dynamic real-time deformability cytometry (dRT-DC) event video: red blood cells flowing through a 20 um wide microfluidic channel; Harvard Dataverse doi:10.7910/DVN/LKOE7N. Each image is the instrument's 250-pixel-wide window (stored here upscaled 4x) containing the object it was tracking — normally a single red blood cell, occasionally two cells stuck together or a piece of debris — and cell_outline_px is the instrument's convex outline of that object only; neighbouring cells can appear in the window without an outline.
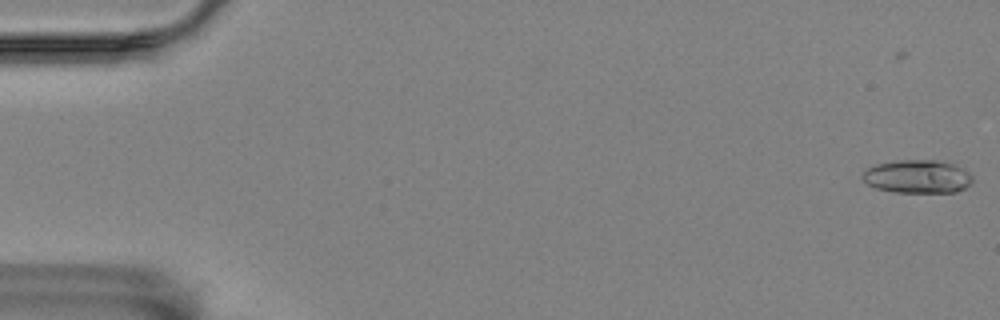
{"species": "Egyptian fruit bat (a non-hibernating species)", "species_latin": "Rousettus aegyptiacus", "temperature_condition": "room temperature", "stored_images_in_passage": 58, "camera_frame_rate_fps": 3000, "um_per_image_px": 0.085, "animal": {"sex": "female"}, "frame": {"image": 1, "passage_image": 1, "time_ms": 0.0, "image_size_px": [1000, 320], "cell_outline_px": [[972, 184], [956, 192], [896, 192], [876, 188], [868, 184], [860, 176], [864, 168], [872, 164], [892, 160], [944, 160], [956, 164], [964, 168], [972, 176]], "centroid_in_image_um": [77.96, 14.98], "position_along_channel_um": 7.0, "area_um2": 21.91}}
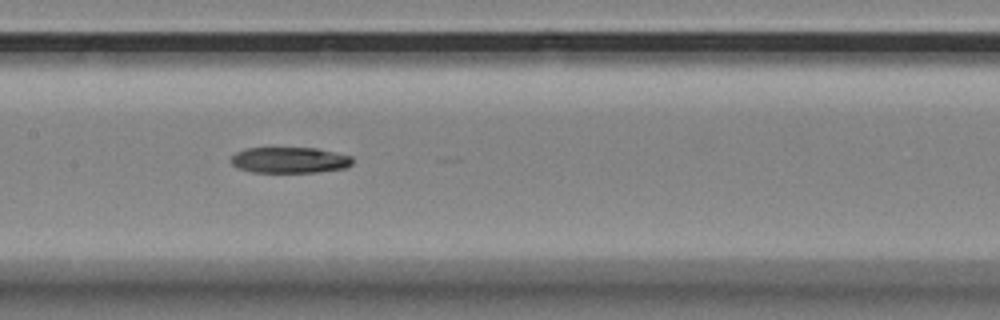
{"frame": {"image": 2, "passage_image": 28, "time_ms": 9.0, "image_size_px": [1000, 320], "cell_outline_px": [[352, 164], [348, 168], [316, 172], [252, 172], [236, 168], [228, 160], [236, 152], [244, 148], [316, 148], [336, 152], [352, 156]], "centroid_in_image_um": [24.6, 13.61], "position_along_channel_um": 182.8, "area_um2": 18.61}}
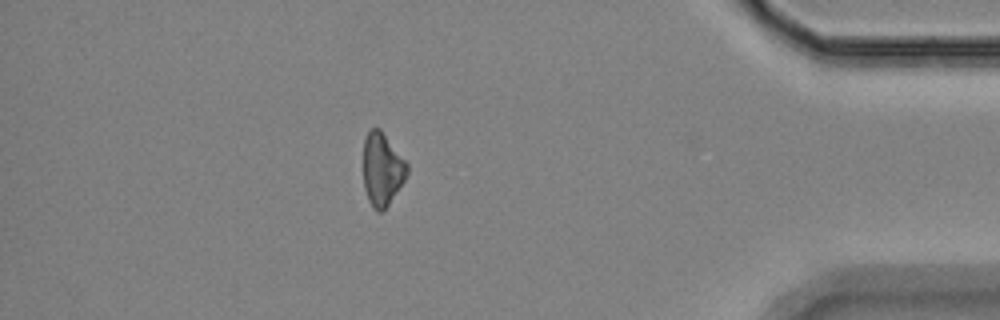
{"frame": {"image": 3, "passage_image": 50, "time_ms": 16.333, "image_size_px": [1000, 320], "cell_outline_px": [[408, 172], [404, 180], [388, 204], [380, 212], [376, 212], [372, 208], [368, 200], [364, 188], [364, 140], [368, 132], [372, 128], [380, 128], [408, 164]], "centroid_in_image_um": [32.47, 14.39], "position_along_channel_um": 402.7, "area_um2": 18.38}}